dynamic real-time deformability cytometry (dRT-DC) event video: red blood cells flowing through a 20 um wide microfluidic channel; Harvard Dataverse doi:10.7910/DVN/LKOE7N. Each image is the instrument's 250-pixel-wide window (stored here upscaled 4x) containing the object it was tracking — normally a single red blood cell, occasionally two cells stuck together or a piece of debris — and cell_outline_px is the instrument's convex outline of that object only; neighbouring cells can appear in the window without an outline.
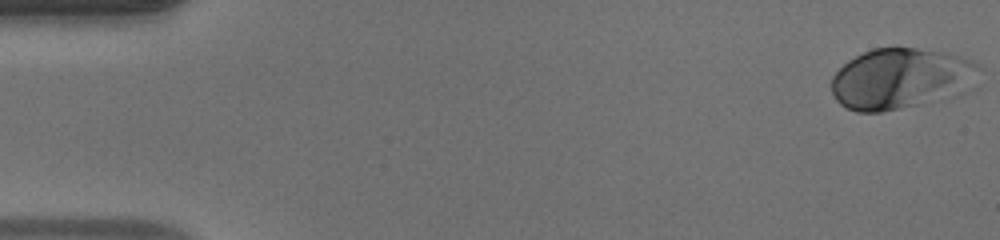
{"species": "human", "species_latin": "Homo sapiens", "temperature_condition": "warm", "stored_images_in_passage": 46, "camera_frame_rate_fps": 3000, "um_per_image_px": 0.085, "donor": {"sex": "male"}, "frame": {"image": 1, "passage_image": 1, "time_ms": 0.0, "image_size_px": [1000, 240], "cell_outline_px": [[984, 68], [968, 92], [960, 96], [880, 112], [856, 112], [840, 104], [836, 100], [828, 84], [832, 76], [848, 60], [872, 48], [896, 44], [940, 52], [972, 60]], "centroid_in_image_um": [76.61, 6.67], "position_along_channel_um": 8.4, "area_um2": 53.7}}
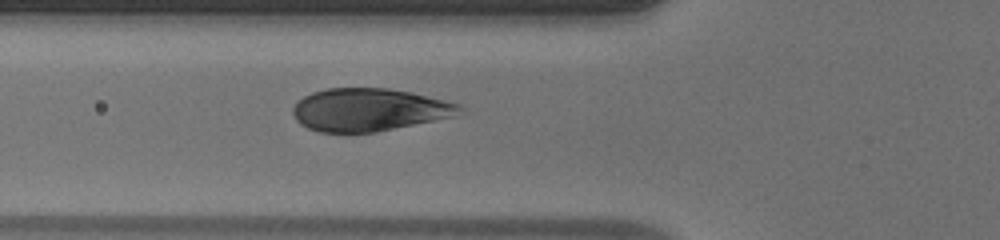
{"frame": {"image": 2, "passage_image": 18, "time_ms": 5.667, "image_size_px": [1000, 240], "cell_outline_px": [[464, 108], [456, 116], [376, 132], [320, 132], [308, 128], [300, 124], [296, 120], [292, 112], [292, 108], [304, 96], [312, 92], [328, 88], [388, 88], [412, 92], [460, 104]], "centroid_in_image_um": [31.38, 9.32], "position_along_channel_um": 94.4, "area_um2": 41.5}}
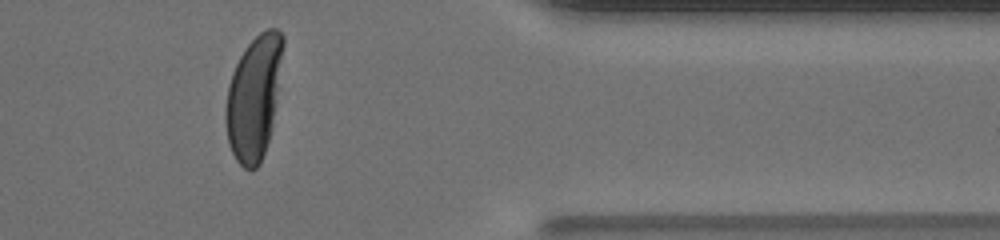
{"frame": {"image": 3, "passage_image": 41, "time_ms": 13.333, "image_size_px": [1000, 240], "cell_outline_px": [[284, 44], [276, 104], [272, 124], [268, 140], [260, 164], [252, 172], [244, 168], [236, 160], [228, 144], [224, 120], [224, 112], [228, 84], [232, 72], [240, 56], [248, 44], [260, 32], [268, 28], [276, 28], [284, 36]], "centroid_in_image_um": [21.56, 8.3], "position_along_channel_um": 389.8, "area_um2": 41.62}, "authors_computed_cell_mechanics": {"area_um2": 45.951, "velocity_mm_per_s": 4.0928, "shape_relaxation_time_tau1_ms": 2.6147, "shape_relaxation_time_tau2_ms": null, "deformation_change_tau1": 0.1825, "deformation_change_tau2": null}}